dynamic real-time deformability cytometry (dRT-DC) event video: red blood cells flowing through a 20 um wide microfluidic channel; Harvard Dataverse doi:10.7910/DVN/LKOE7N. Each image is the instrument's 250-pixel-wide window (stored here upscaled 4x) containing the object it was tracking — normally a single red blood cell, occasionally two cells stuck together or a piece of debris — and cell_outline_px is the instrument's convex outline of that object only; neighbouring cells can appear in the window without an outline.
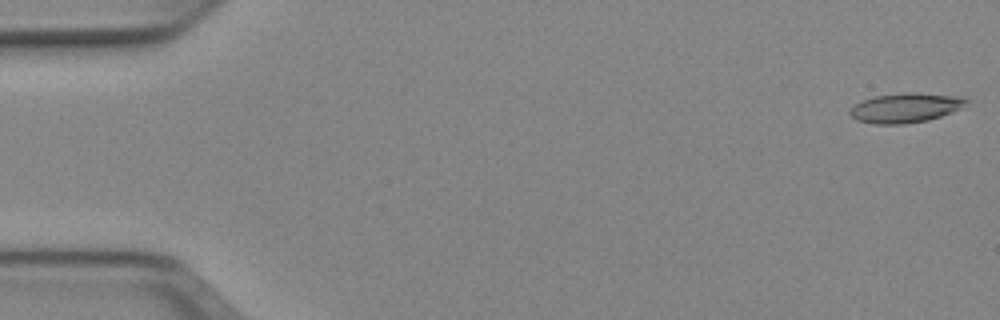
{"species": "Egyptian fruit bat (a non-hibernating species)", "species_latin": "Rousettus aegyptiacus", "temperature_condition": "cold", "stored_images_in_passage": 51, "camera_frame_rate_fps": 3000, "um_per_image_px": 0.085, "animal": {"sex": "female"}, "frame": {"image": 1, "passage_image": 1, "time_ms": 0.0, "image_size_px": [1000, 320], "cell_outline_px": [[968, 100], [960, 108], [952, 112], [928, 120], [904, 124], [876, 124], [856, 120], [848, 112], [848, 108], [852, 104], [860, 100], [876, 96], [904, 92], [916, 92], [964, 96]], "centroid_in_image_um": [76.92, 9.15], "position_along_channel_um": 8.1, "area_um2": 20.35}}
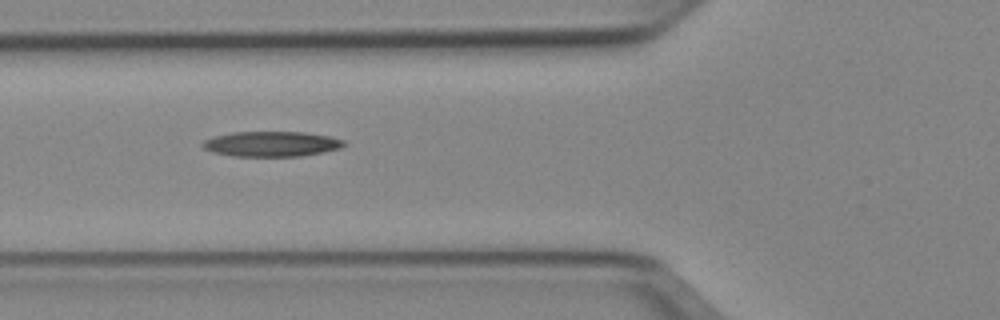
{"frame": {"image": 2, "passage_image": 19, "time_ms": 6.0, "image_size_px": [1000, 320], "cell_outline_px": [[344, 144], [340, 148], [324, 152], [300, 156], [232, 156], [212, 152], [204, 148], [200, 144], [204, 140], [216, 136], [232, 132], [304, 132], [328, 136], [344, 140]], "centroid_in_image_um": [23.05, 12.24], "position_along_channel_um": 102.7, "area_um2": 20.63}}
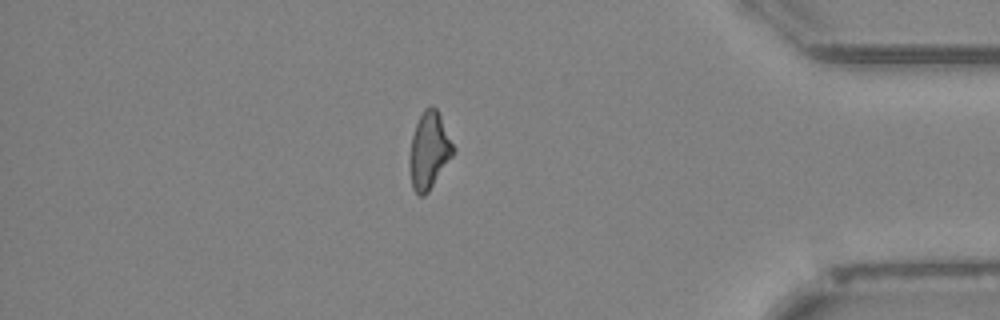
{"frame": {"image": 3, "passage_image": 44, "time_ms": 14.333, "image_size_px": [1000, 320], "cell_outline_px": [[456, 148], [452, 156], [428, 192], [424, 196], [420, 196], [412, 188], [408, 164], [412, 136], [416, 124], [424, 108], [432, 104], [436, 108]], "centroid_in_image_um": [36.46, 12.79], "position_along_channel_um": 398.7, "area_um2": 19.54}}